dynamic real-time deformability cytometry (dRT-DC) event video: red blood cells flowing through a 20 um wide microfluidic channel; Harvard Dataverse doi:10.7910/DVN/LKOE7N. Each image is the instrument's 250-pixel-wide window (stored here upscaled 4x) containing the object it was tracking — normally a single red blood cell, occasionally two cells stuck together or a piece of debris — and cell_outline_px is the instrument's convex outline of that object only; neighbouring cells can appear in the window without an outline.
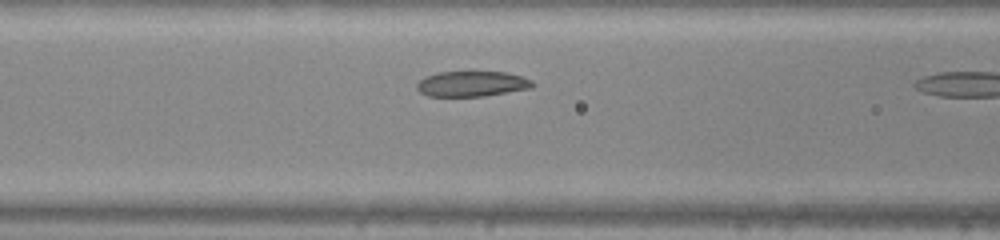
{"species": "common noctule bat (a hibernating species)", "species_latin": "Nyctalus noctula", "temperature_condition": "warm", "stored_images_in_passage": 9, "camera_frame_rate_fps": 3000, "um_per_image_px": 0.085, "animal": {"sex": "male", "body_mass_g": 20.0, "forearm_length_mm": 53.3}, "frame": {"image": 1, "passage_image": 8, "time_ms": 2.333, "image_size_px": [1000, 240], "cell_outline_px": [[536, 84], [532, 88], [484, 96], [428, 96], [420, 92], [416, 88], [416, 84], [424, 76], [436, 72], [504, 72], [524, 76], [532, 80]], "centroid_in_image_um": [40.12, 7.12], "position_along_channel_um": 126.5, "area_um2": 17.28}}